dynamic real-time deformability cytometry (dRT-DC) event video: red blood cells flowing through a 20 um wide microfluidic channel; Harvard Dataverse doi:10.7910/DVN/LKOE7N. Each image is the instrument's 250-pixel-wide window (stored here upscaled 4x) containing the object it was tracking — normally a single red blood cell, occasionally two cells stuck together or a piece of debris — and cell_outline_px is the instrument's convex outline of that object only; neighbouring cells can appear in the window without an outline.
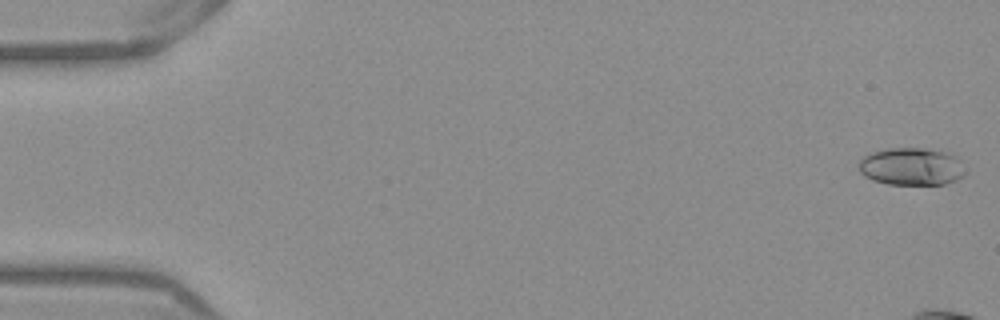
{"species": "Egyptian fruit bat (a non-hibernating species)", "species_latin": "Rousettus aegyptiacus", "temperature_condition": "warm", "stored_images_in_passage": 10, "camera_frame_rate_fps": 3000, "um_per_image_px": 0.085, "frame": {"image": 1, "passage_image": 1, "time_ms": 0.0, "image_size_px": [1000, 320], "cell_outline_px": [[968, 172], [964, 176], [956, 180], [944, 184], [888, 184], [872, 180], [864, 176], [860, 172], [860, 160], [864, 156], [872, 152], [888, 148], [924, 148], [948, 152], [956, 156]], "centroid_in_image_um": [77.51, 14.15], "position_along_channel_um": 7.5, "area_um2": 23.47}}